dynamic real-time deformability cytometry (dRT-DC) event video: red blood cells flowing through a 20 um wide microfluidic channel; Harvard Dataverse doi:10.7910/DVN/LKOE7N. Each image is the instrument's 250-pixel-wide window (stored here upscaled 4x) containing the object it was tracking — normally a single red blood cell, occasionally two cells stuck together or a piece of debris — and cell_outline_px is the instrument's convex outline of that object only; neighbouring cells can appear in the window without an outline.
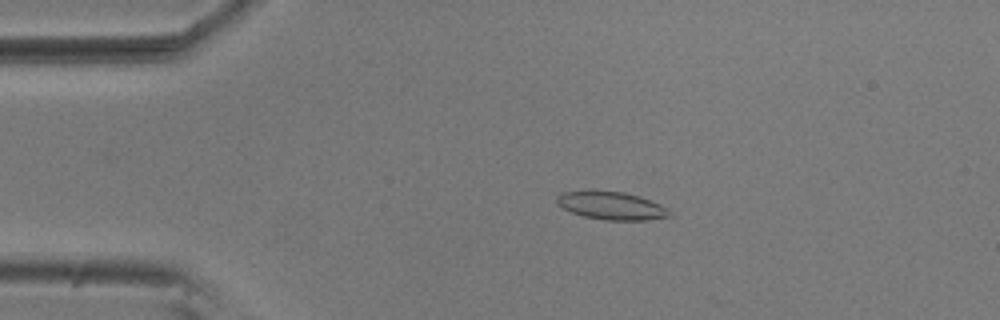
{"species": "common noctule bat (a hibernating species)", "species_latin": "Nyctalus noctula", "temperature_condition": "room temperature", "stored_images_in_passage": 12, "camera_frame_rate_fps": 3000, "um_per_image_px": 0.085, "animal": {"sex": "male", "body_mass_g": 20.5, "forearm_length_mm": 52.5}, "frame": {"image": 1, "passage_image": 10, "time_ms": 3.0, "image_size_px": [1000, 320], "cell_outline_px": [[672, 216], [644, 220], [604, 220], [584, 216], [572, 212], [564, 208], [556, 200], [556, 196], [564, 192], [624, 192], [660, 204], [668, 208], [672, 212]], "centroid_in_image_um": [52.03, 17.51], "position_along_channel_um": 33.0, "area_um2": 17.74}}